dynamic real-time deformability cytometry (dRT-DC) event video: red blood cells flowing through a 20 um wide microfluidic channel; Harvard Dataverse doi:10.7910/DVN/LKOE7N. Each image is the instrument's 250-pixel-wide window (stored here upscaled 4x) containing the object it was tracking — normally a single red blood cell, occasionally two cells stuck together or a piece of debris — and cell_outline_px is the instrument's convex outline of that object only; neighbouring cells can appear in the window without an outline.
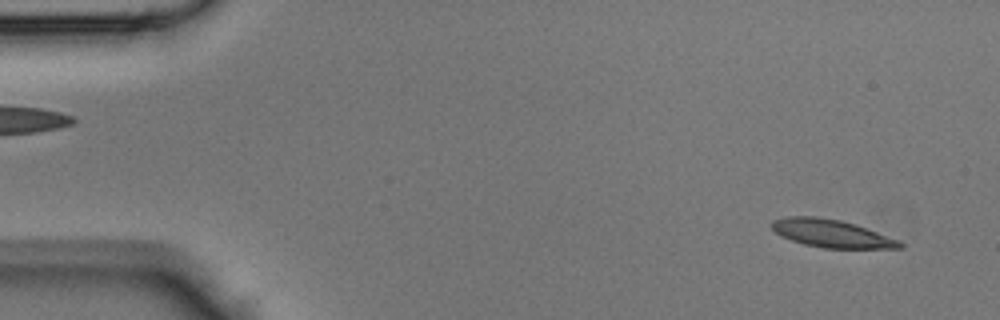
{"species": "Egyptian fruit bat (a non-hibernating species)", "species_latin": "Rousettus aegyptiacus", "temperature_condition": "room temperature", "stored_images_in_passage": 45, "camera_frame_rate_fps": 3000, "um_per_image_px": 0.085, "animal": {"sex": "male"}, "frame": {"image": 1, "passage_image": 1, "time_ms": 0.0, "image_size_px": [1000, 320], "cell_outline_px": [[904, 248], [824, 248], [804, 244], [780, 236], [768, 224], [772, 220], [788, 216], [816, 216], [840, 220], [856, 224], [900, 240], [904, 244]], "centroid_in_image_um": [70.67, 19.84], "position_along_channel_um": 14.3, "area_um2": 20.92}}
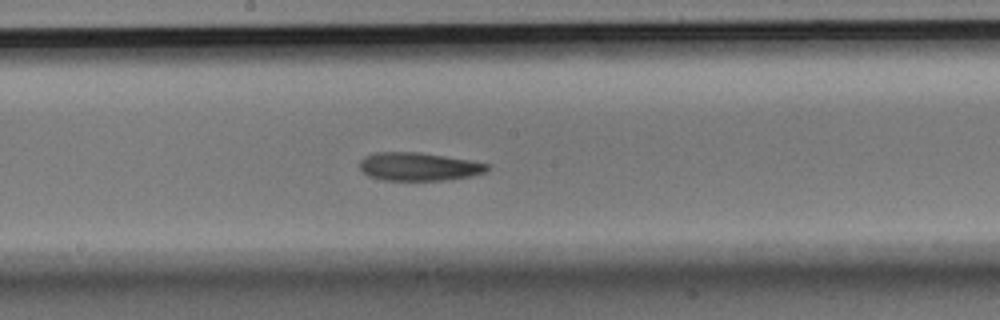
{"frame": {"image": 2, "passage_image": 23, "time_ms": 7.333, "image_size_px": [1000, 320], "cell_outline_px": [[488, 168], [484, 172], [472, 176], [444, 180], [384, 180], [368, 176], [360, 168], [360, 160], [364, 156], [376, 152], [416, 152], [472, 160], [488, 164]], "centroid_in_image_um": [35.57, 14.16], "position_along_channel_um": 212.6, "area_um2": 20.87}}
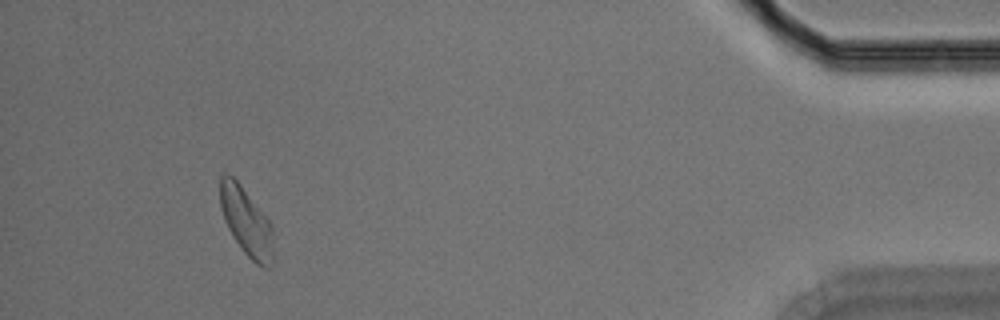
{"frame": {"image": 3, "passage_image": 42, "time_ms": 13.667, "image_size_px": [1000, 320], "cell_outline_px": [[272, 264], [268, 268], [264, 268], [256, 264], [244, 252], [232, 236], [224, 220], [220, 208], [220, 176], [224, 172], [228, 172], [240, 184], [272, 224]], "centroid_in_image_um": [20.91, 18.83], "position_along_channel_um": 414.3, "area_um2": 21.1}}